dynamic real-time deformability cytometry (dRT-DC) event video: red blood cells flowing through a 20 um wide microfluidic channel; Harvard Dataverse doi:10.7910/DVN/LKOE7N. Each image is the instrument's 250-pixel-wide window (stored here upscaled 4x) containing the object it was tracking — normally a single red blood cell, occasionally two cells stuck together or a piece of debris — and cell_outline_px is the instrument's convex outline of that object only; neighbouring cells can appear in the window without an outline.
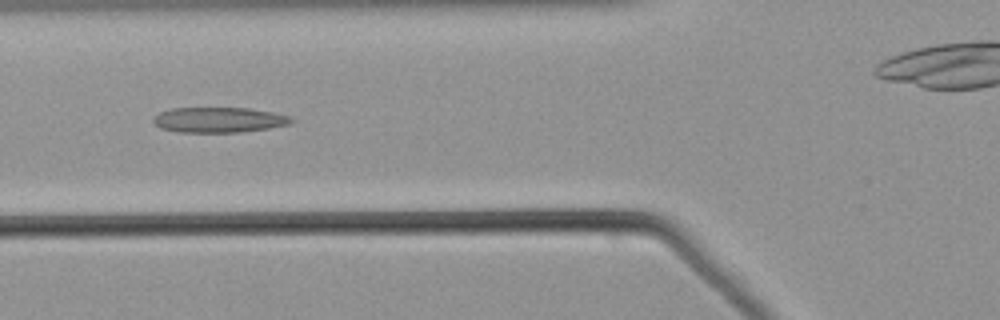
{"species": "common noctule bat (a hibernating species)", "species_latin": "Nyctalus noctula", "temperature_condition": "warm", "stored_images_in_passage": 44, "camera_frame_rate_fps": 3000, "um_per_image_px": 0.085, "animal": {"sex": "male", "body_mass_g": 21.5, "forearm_length_mm": 52.0}, "frame": {"image": 1, "passage_image": 10, "time_ms": 3.0, "image_size_px": [1000, 320], "cell_outline_px": [[296, 120], [288, 124], [268, 128], [240, 132], [180, 132], [160, 128], [152, 120], [160, 112], [172, 108], [248, 108], [272, 112], [288, 116]], "centroid_in_image_um": [18.6, 10.19], "position_along_channel_um": 107.2, "area_um2": 20.11}}
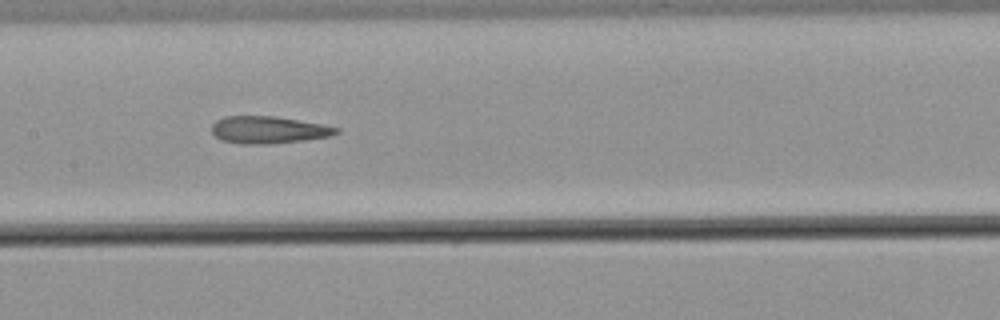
{"frame": {"image": 2, "passage_image": 16, "time_ms": 5.0, "image_size_px": [1000, 320], "cell_outline_px": [[340, 132], [332, 136], [268, 144], [240, 144], [220, 140], [212, 132], [212, 124], [216, 120], [224, 116], [276, 116], [320, 124], [340, 128]], "centroid_in_image_um": [22.79, 11.03], "position_along_channel_um": 184.6, "area_um2": 19.71}}
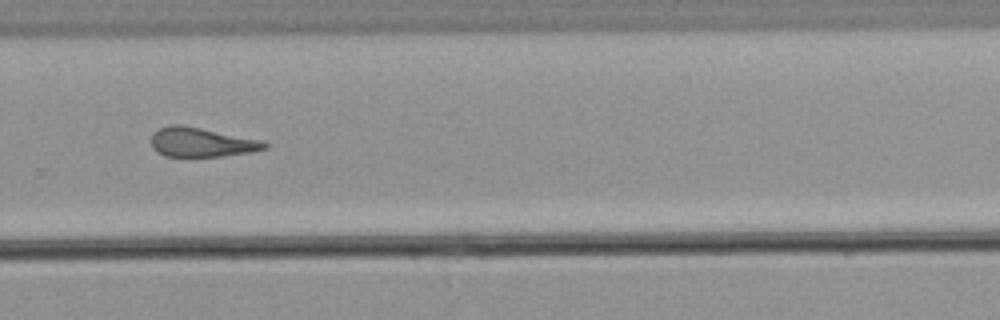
{"frame": {"image": 3, "passage_image": 26, "time_ms": 8.333, "image_size_px": [1000, 320], "cell_outline_px": [[268, 148], [252, 152], [220, 156], [164, 156], [156, 152], [152, 148], [152, 132], [160, 128], [172, 124], [180, 124], [260, 140], [268, 144]], "centroid_in_image_um": [17.09, 12.09], "position_along_channel_um": 312.7, "area_um2": 19.19}}